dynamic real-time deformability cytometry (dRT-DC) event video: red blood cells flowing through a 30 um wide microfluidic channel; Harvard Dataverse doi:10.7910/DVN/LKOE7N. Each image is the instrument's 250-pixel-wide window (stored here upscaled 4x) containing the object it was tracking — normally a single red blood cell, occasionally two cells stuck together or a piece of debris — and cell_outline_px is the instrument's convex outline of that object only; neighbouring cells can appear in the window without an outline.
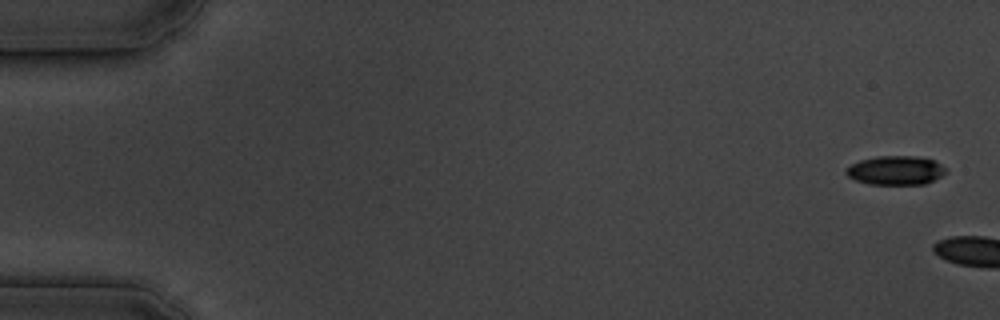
{"species": "common noctule bat (a hibernating species)", "species_latin": "Nyctalus noctula", "temperature_condition": "cold", "stored_images_in_passage": 4, "camera_frame_rate_fps": 3000, "um_per_image_px": 0.085, "animal": {"sex": "male", "body_mass_g": 19.5, "forearm_length_mm": 54.6}, "frame": {"image": 1, "passage_image": 1, "time_ms": 0.0, "image_size_px": [1000, 320], "cell_outline_px": [[948, 172], [924, 184], [868, 184], [856, 180], [848, 176], [844, 172], [844, 168], [860, 160], [876, 156], [916, 156], [936, 160], [948, 168]], "centroid_in_image_um": [76.15, 14.47], "position_along_channel_um": 8.9, "area_um2": 17.05}}